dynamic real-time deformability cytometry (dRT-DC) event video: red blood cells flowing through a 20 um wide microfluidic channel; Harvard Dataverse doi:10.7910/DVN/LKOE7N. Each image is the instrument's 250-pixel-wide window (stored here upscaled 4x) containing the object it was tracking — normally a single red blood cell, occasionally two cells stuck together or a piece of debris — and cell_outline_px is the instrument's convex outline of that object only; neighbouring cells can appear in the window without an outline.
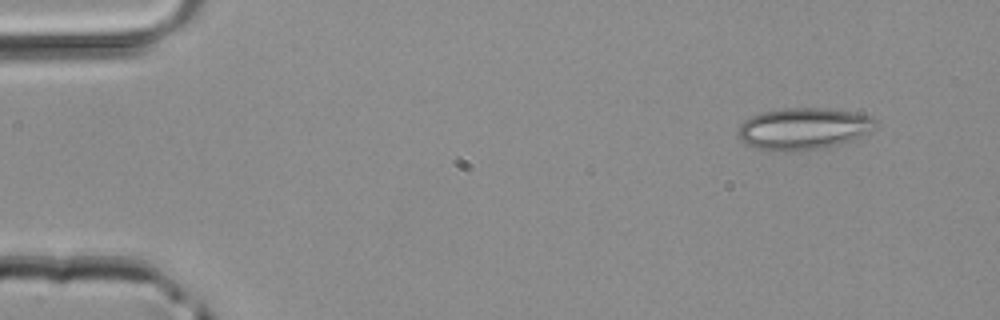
{"species": "common noctule bat (a hibernating species)", "species_latin": "Nyctalus noctula", "temperature_condition": "room temperature", "stored_images_in_passage": 3, "camera_frame_rate_fps": 3000, "um_per_image_px": 0.085, "animal": {"sex": "male", "body_mass_g": 20.4}, "frame": {"image": 1, "passage_image": 1, "time_ms": 0.0, "image_size_px": [1000, 320], "cell_outline_px": [[876, 128], [872, 132], [852, 140], [820, 148], [796, 152], [772, 152], [756, 148], [744, 144], [740, 140], [740, 124], [744, 120], [752, 116], [764, 112], [784, 108], [828, 108], [852, 112], [868, 116], [876, 120]], "centroid_in_image_um": [68.29, 10.96], "position_along_channel_um": 16.7, "area_um2": 33.64}}